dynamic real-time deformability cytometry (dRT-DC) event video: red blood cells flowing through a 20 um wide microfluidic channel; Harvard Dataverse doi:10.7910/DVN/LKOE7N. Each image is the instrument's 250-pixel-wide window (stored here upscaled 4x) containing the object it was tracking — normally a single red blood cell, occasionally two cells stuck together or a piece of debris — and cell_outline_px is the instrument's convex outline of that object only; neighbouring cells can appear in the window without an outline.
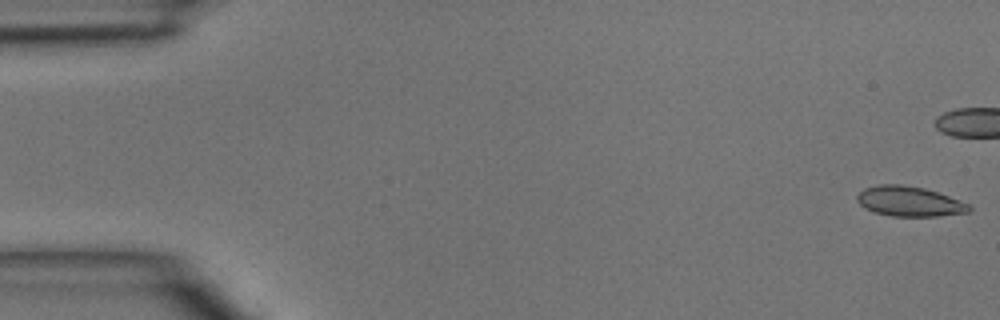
{"species": "common noctule bat (a hibernating species)", "species_latin": "Nyctalus noctula", "temperature_condition": "room temperature", "stored_images_in_passage": 47, "camera_frame_rate_fps": 3000, "um_per_image_px": 0.085, "animal": {"sex": "male", "body_mass_g": 15.6}, "frame": {"image": 1, "passage_image": 1, "time_ms": 0.0, "image_size_px": [1000, 320], "cell_outline_px": [[972, 208], [968, 212], [936, 216], [892, 216], [872, 212], [864, 208], [856, 200], [856, 196], [864, 188], [876, 184], [900, 184], [924, 188], [948, 196], [968, 204]], "centroid_in_image_um": [77.23, 17.11], "position_along_channel_um": 7.8, "area_um2": 19.54}}
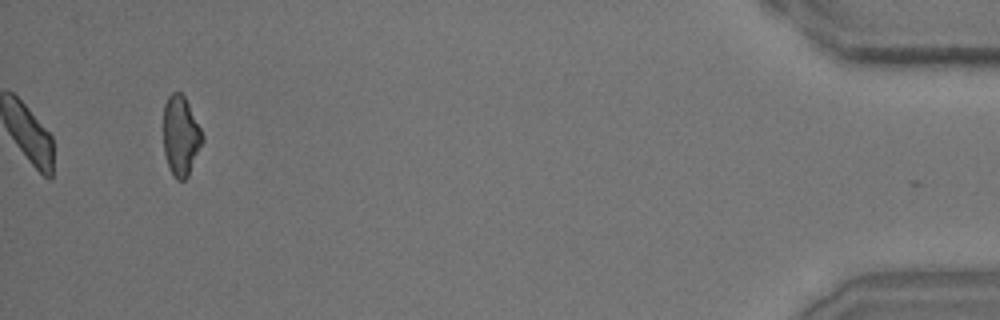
{"frame": {"image": 2, "passage_image": 47, "time_ms": 15.333, "image_size_px": [1000, 320], "cell_outline_px": [[204, 140], [188, 176], [184, 180], [176, 180], [172, 176], [168, 168], [164, 152], [164, 104], [168, 96], [172, 92], [180, 92], [184, 96], [204, 136]], "centroid_in_image_um": [15.35, 11.58], "position_along_channel_um": 419.8, "area_um2": 18.15}}